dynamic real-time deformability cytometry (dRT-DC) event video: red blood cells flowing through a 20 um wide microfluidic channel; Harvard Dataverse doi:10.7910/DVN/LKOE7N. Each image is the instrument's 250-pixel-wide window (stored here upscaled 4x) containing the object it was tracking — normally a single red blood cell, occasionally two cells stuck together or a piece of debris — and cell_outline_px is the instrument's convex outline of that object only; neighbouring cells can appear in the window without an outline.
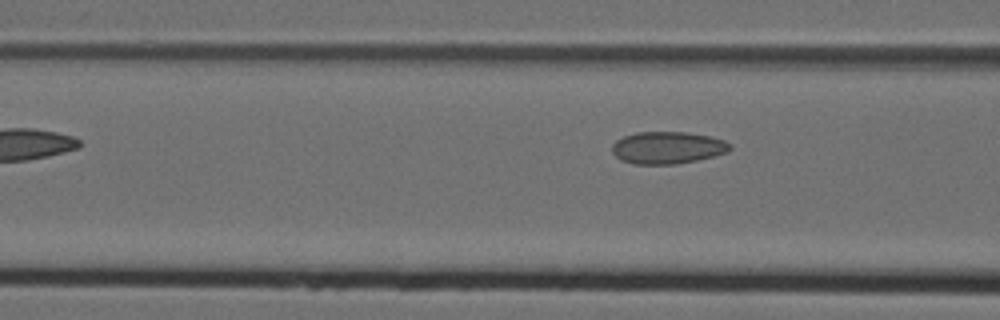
{"species": "Egyptian fruit bat (a non-hibernating species)", "species_latin": "Rousettus aegyptiacus", "temperature_condition": "cold", "stored_images_in_passage": 5, "camera_frame_rate_fps": 3000, "um_per_image_px": 0.085, "animal": {"sex": "female"}, "frame": {"image": 1, "passage_image": 5, "time_ms": 1.333, "image_size_px": [1000, 320], "cell_outline_px": [[732, 148], [728, 152], [696, 160], [676, 164], [632, 164], [620, 160], [612, 152], [612, 144], [616, 140], [624, 136], [636, 132], [688, 132], [712, 136], [724, 140], [732, 144]], "centroid_in_image_um": [56.75, 12.55], "position_along_channel_um": 109.9, "area_um2": 22.31}}